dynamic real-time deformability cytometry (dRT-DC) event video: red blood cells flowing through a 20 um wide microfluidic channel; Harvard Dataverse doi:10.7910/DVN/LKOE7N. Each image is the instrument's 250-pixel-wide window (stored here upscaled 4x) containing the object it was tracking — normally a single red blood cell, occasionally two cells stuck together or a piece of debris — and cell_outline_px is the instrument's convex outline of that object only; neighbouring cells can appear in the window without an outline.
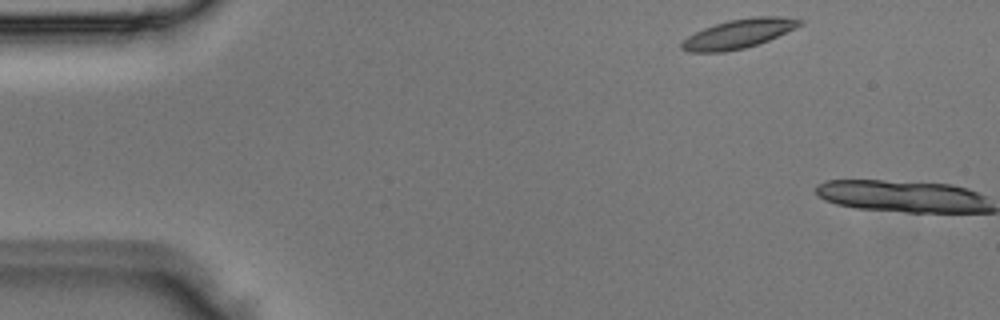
{"species": "Egyptian fruit bat (a non-hibernating species)", "species_latin": "Rousettus aegyptiacus", "temperature_condition": "room temperature", "stored_images_in_passage": 2, "camera_frame_rate_fps": 3000, "um_per_image_px": 0.085, "animal": {"sex": "male"}, "frame": {"image": 1, "passage_image": 1, "time_ms": 0.0, "image_size_px": [1000, 320], "cell_outline_px": [[804, 24], [796, 28], [768, 40], [744, 48], [724, 52], [692, 52], [680, 48], [680, 44], [688, 36], [704, 28], [728, 20], [752, 16], [776, 16], [804, 20]], "centroid_in_image_um": [62.8, 2.86], "position_along_channel_um": 22.2, "area_um2": 19.88}}